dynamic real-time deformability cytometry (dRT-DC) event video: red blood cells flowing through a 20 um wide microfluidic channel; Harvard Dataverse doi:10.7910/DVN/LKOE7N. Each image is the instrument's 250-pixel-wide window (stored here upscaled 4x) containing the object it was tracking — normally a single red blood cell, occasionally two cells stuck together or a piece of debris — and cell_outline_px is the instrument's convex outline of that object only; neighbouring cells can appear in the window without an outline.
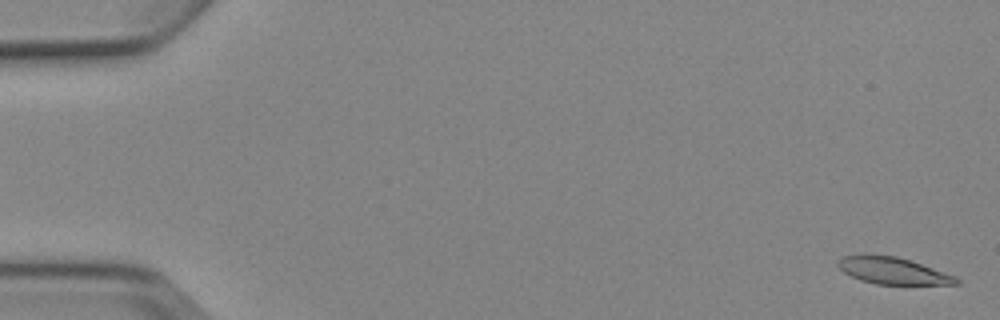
{"species": "Egyptian fruit bat (a non-hibernating species)", "species_latin": "Rousettus aegyptiacus", "temperature_condition": "cold", "stored_images_in_passage": 7, "camera_frame_rate_fps": 3000, "um_per_image_px": 0.085, "animal": {"sex": "female"}, "frame": {"image": 1, "passage_image": 1, "time_ms": 0.0, "image_size_px": [1000, 320], "cell_outline_px": [[960, 284], [876, 284], [860, 280], [844, 272], [836, 264], [844, 256], [860, 252], [864, 252], [896, 256], [956, 276], [960, 280]], "centroid_in_image_um": [75.83, 22.98], "position_along_channel_um": 9.2, "area_um2": 18.61}}
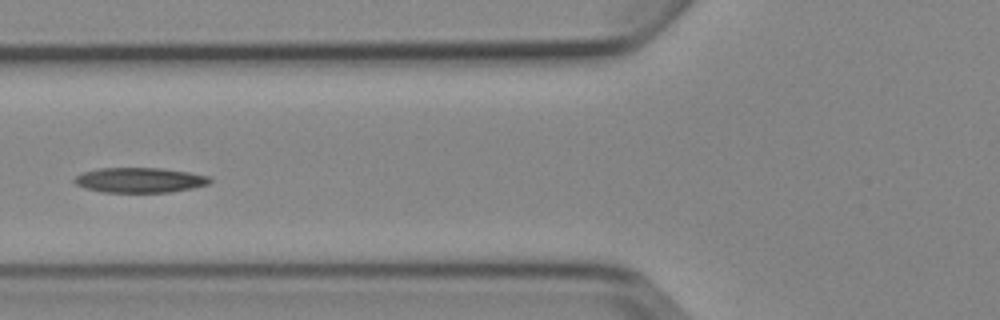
{"frame": {"image": 2, "passage_image": 6, "time_ms": 6.667, "image_size_px": [1000, 320], "cell_outline_px": [[212, 180], [208, 184], [192, 188], [172, 192], [104, 192], [84, 188], [76, 184], [72, 180], [76, 176], [84, 172], [100, 168], [160, 168], [188, 172], [212, 176]], "centroid_in_image_um": [11.9, 15.31], "position_along_channel_um": 113.9, "area_um2": 19.77}}
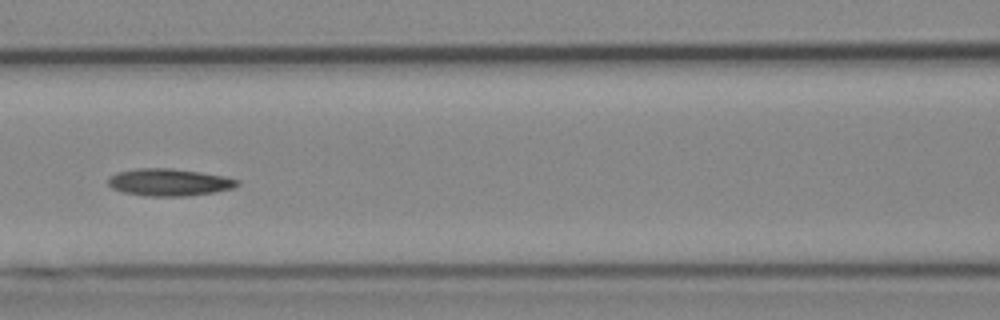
{"frame": {"image": 3, "passage_image": 7, "time_ms": 7.667, "image_size_px": [1000, 320], "cell_outline_px": [[240, 184], [232, 188], [212, 192], [188, 196], [144, 196], [124, 192], [112, 188], [108, 184], [108, 176], [116, 172], [136, 168], [172, 168], [200, 172], [224, 176], [240, 180]], "centroid_in_image_um": [14.35, 15.48], "position_along_channel_um": 152.3, "area_um2": 20.58}}